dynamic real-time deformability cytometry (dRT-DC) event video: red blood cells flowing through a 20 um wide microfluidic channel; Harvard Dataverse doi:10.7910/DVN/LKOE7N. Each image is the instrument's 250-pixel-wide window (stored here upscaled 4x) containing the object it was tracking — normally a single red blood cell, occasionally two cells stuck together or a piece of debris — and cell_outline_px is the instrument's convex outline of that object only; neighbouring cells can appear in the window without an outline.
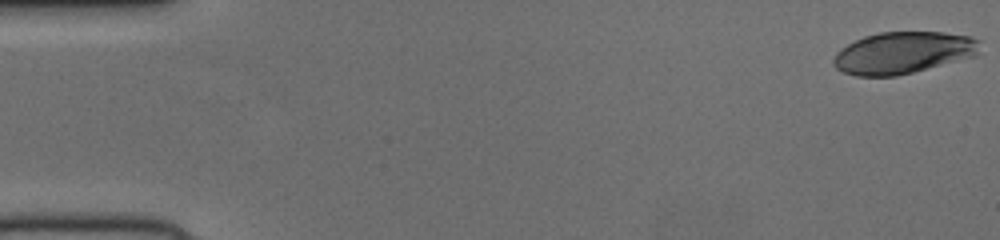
{"species": "human", "species_latin": "Homo sapiens", "temperature_condition": "cold", "stored_images_in_passage": 52, "camera_frame_rate_fps": 3000, "um_per_image_px": 0.085, "donor": {"sex": "female"}, "frame": {"image": 1, "passage_image": 1, "time_ms": 0.0, "image_size_px": [1000, 240], "cell_outline_px": [[980, 40], [976, 56], [896, 76], [856, 76], [844, 72], [836, 68], [832, 64], [832, 60], [836, 52], [840, 48], [864, 36], [880, 32], [944, 32], [972, 36]], "centroid_in_image_um": [76.75, 4.48], "position_along_channel_um": 8.3, "area_um2": 35.72}}
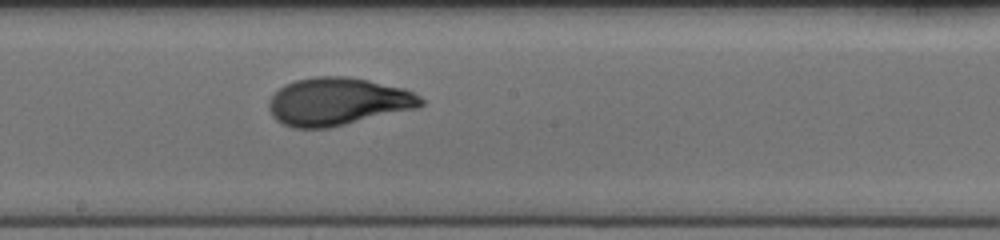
{"frame": {"image": 2, "passage_image": 29, "time_ms": 9.333, "image_size_px": [1000, 240], "cell_outline_px": [[424, 104], [420, 108], [328, 128], [292, 128], [276, 120], [272, 116], [268, 108], [268, 100], [284, 84], [296, 80], [316, 76], [348, 76], [368, 80], [404, 88], [420, 96], [424, 100]], "centroid_in_image_um": [28.73, 8.64], "position_along_channel_um": 219.5, "area_um2": 42.6}}
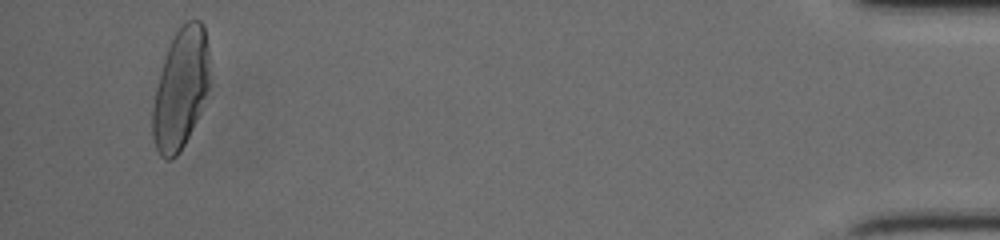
{"frame": {"image": 3, "passage_image": 50, "time_ms": 16.333, "image_size_px": [1000, 240], "cell_outline_px": [[208, 88], [200, 112], [180, 152], [176, 156], [168, 160], [160, 156], [156, 148], [152, 136], [152, 108], [156, 88], [160, 72], [172, 36], [188, 20], [200, 20], [204, 24], [208, 48]], "centroid_in_image_um": [15.34, 7.55], "position_along_channel_um": 419.9, "area_um2": 39.59}}